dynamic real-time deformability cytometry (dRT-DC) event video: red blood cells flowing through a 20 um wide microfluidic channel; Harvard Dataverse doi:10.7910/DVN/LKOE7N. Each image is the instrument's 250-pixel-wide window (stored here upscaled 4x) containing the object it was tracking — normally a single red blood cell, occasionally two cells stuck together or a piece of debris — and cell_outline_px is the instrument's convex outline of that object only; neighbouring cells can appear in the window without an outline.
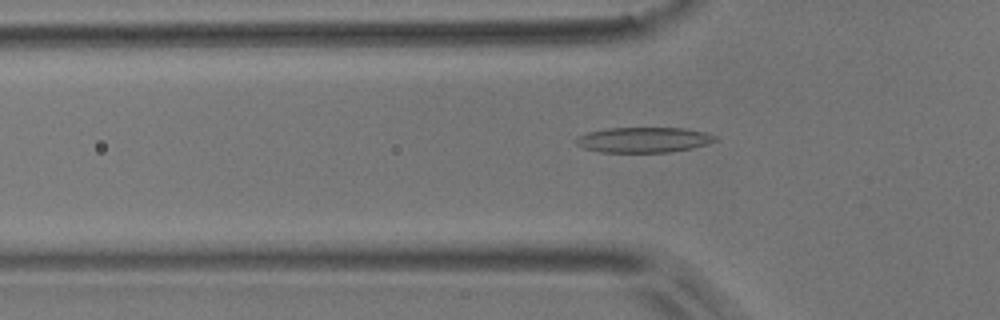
{"species": "common noctule bat (a hibernating species)", "species_latin": "Nyctalus noctula", "temperature_condition": "room temperature", "stored_images_in_passage": 54, "camera_frame_rate_fps": 3000, "um_per_image_px": 0.085, "animal": {"sex": "male", "body_mass_g": 17.9}, "frame": {"image": 1, "passage_image": 17, "time_ms": 5.333, "image_size_px": [1000, 320], "cell_outline_px": [[716, 140], [708, 144], [692, 148], [668, 152], [600, 152], [584, 148], [576, 144], [576, 136], [588, 132], [608, 128], [684, 128], [704, 132], [716, 136]], "centroid_in_image_um": [54.69, 11.88], "position_along_channel_um": 71.1, "area_um2": 20.46}}
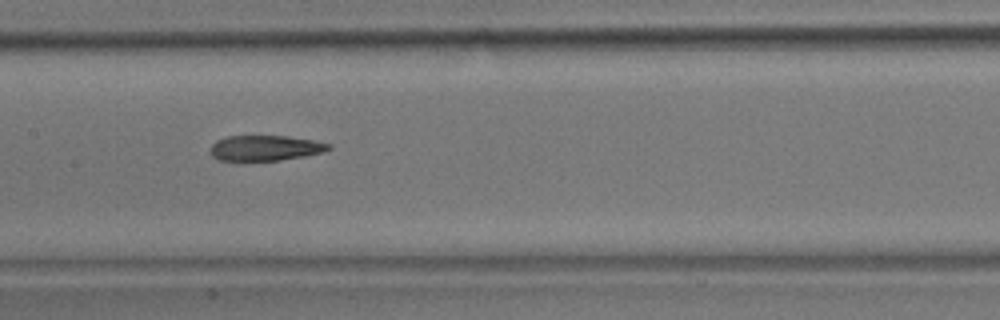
{"frame": {"image": 2, "passage_image": 26, "time_ms": 8.333, "image_size_px": [1000, 320], "cell_outline_px": [[332, 148], [320, 152], [304, 156], [280, 160], [220, 160], [212, 156], [212, 144], [216, 140], [228, 136], [288, 136], [312, 140], [332, 144]], "centroid_in_image_um": [22.56, 12.57], "position_along_channel_um": 184.8, "area_um2": 17.22}}
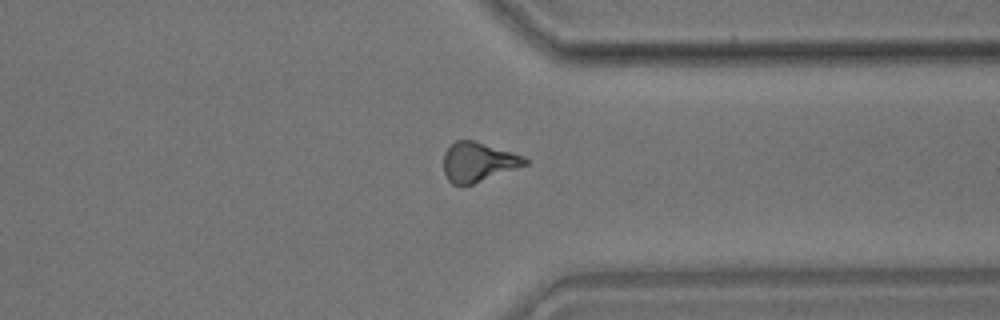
{"frame": {"image": 3, "passage_image": 41, "time_ms": 13.333, "image_size_px": [1000, 320], "cell_outline_px": [[528, 164], [472, 184], [452, 184], [448, 180], [444, 172], [444, 152], [456, 140], [472, 140], [512, 152], [524, 156], [528, 160]], "centroid_in_image_um": [40.64, 13.76], "position_along_channel_um": 370.8, "area_um2": 18.38}}